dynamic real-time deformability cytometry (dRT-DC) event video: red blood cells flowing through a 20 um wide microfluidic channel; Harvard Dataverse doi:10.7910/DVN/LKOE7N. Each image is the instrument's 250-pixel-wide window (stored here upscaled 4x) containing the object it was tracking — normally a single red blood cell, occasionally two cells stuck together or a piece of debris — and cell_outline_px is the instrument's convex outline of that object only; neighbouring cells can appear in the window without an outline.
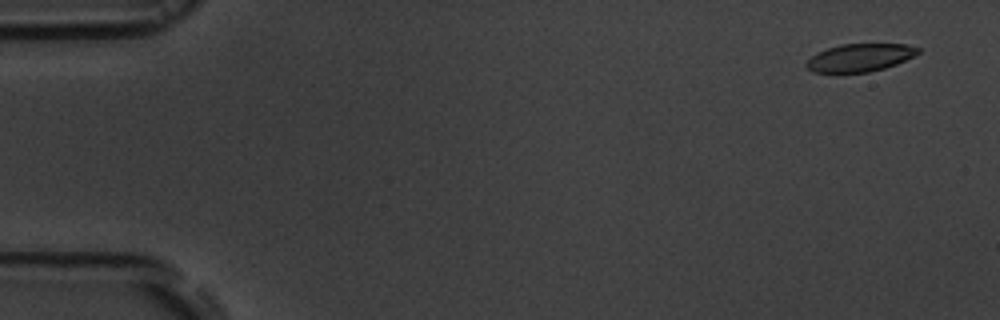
{"species": "common noctule bat (a hibernating species)", "species_latin": "Nyctalus noctula", "temperature_condition": "room temperature", "stored_images_in_passage": 9, "camera_frame_rate_fps": 3000, "um_per_image_px": 0.085, "animal": {"sex": "male", "body_mass_g": 19.5, "forearm_length_mm": 54.6}, "frame": {"image": 1, "passage_image": 1, "time_ms": 0.0, "image_size_px": [1000, 320], "cell_outline_px": [[920, 52], [896, 64], [884, 68], [868, 72], [812, 72], [804, 64], [816, 52], [840, 44], [908, 44], [920, 48]], "centroid_in_image_um": [73.08, 4.89], "position_along_channel_um": 11.9, "area_um2": 17.98}}